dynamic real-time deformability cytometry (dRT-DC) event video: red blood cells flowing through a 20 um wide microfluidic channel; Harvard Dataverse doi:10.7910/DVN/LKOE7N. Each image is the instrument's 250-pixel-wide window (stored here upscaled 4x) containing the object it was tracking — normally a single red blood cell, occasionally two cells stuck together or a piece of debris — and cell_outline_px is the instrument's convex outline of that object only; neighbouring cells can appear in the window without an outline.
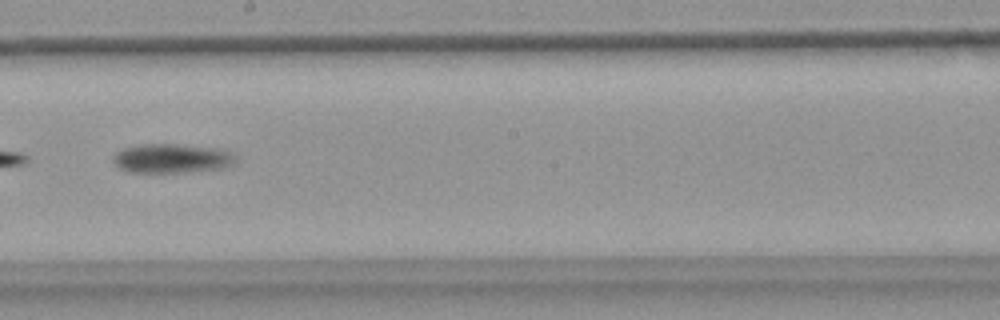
{"species": "common noctule bat (a hibernating species)", "species_latin": "Nyctalus noctula", "temperature_condition": "warm", "stored_images_in_passage": 24, "camera_frame_rate_fps": 3000, "um_per_image_px": 0.085, "animal": {"sex": "female", "body_mass_g": 18.4}, "frame": {"image": 1, "passage_image": 21, "time_ms": 6.667, "image_size_px": [1000, 320], "cell_outline_px": [[236, 160], [232, 164], [224, 168], [188, 172], [128, 172], [120, 168], [112, 160], [112, 156], [116, 152], [124, 148], [140, 144], [176, 144], [216, 148], [228, 152], [236, 156]], "centroid_in_image_um": [14.58, 13.46], "position_along_channel_um": 233.6, "area_um2": 20.81}}